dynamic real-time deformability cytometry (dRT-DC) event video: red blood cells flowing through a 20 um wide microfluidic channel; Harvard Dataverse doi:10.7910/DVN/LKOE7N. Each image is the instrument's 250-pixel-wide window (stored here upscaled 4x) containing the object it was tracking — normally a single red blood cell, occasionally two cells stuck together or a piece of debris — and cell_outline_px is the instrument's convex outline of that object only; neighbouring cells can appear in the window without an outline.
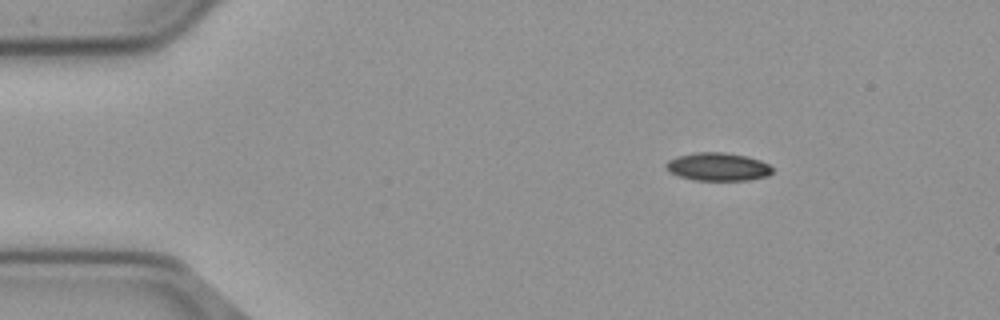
{"species": "common noctule bat (a hibernating species)", "species_latin": "Nyctalus noctula", "temperature_condition": "cold", "stored_images_in_passage": 9, "camera_frame_rate_fps": 3000, "um_per_image_px": 0.085, "animal": {"sex": "male", "body_mass_g": 23.1, "forearm_length_mm": 52.7}, "frame": {"image": 1, "passage_image": 1, "time_ms": 0.0, "image_size_px": [1000, 320], "cell_outline_px": [[772, 172], [768, 176], [748, 180], [696, 180], [680, 176], [672, 172], [664, 164], [668, 160], [676, 156], [696, 152], [724, 152], [748, 156], [760, 160], [768, 164], [772, 168]], "centroid_in_image_um": [61.04, 14.16], "position_along_channel_um": 24.0, "area_um2": 17.34}}